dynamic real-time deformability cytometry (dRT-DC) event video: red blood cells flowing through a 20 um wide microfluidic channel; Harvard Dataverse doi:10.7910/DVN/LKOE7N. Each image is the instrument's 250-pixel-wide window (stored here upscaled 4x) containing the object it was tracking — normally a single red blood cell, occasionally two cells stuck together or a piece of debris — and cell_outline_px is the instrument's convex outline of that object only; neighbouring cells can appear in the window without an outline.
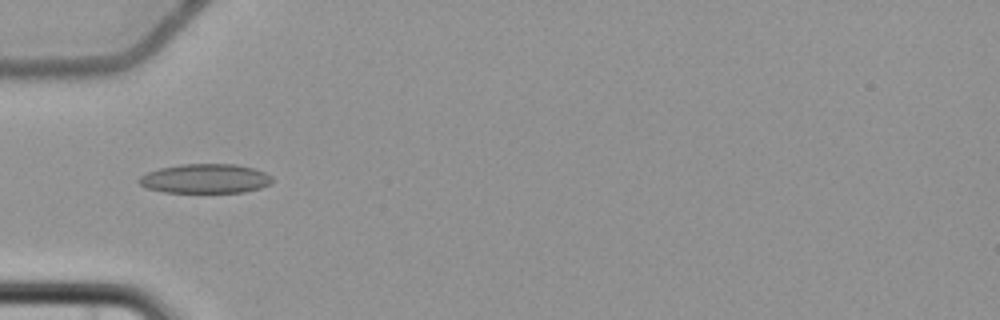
{"species": "common noctule bat (a hibernating species)", "species_latin": "Nyctalus noctula", "temperature_condition": "cold", "stored_images_in_passage": 4, "camera_frame_rate_fps": 3000, "um_per_image_px": 0.085, "animal": {"sex": "female", "body_mass_g": 22.7, "forearm_length_mm": 54.2}, "frame": {"image": 1, "passage_image": 1, "time_ms": 0.0, "image_size_px": [1000, 320], "cell_outline_px": [[272, 184], [260, 188], [244, 192], [164, 192], [148, 188], [140, 184], [136, 180], [140, 176], [148, 172], [160, 168], [180, 164], [236, 164], [252, 168], [264, 172], [272, 176]], "centroid_in_image_um": [17.45, 15.18], "position_along_channel_um": 67.5, "area_um2": 22.77}}
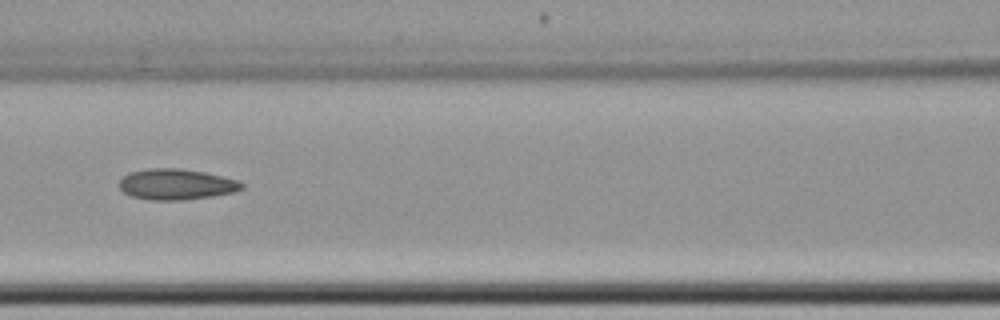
{"frame": {"image": 2, "passage_image": 3, "time_ms": 2.333, "image_size_px": [1000, 320], "cell_outline_px": [[244, 188], [232, 192], [212, 196], [184, 200], [148, 200], [132, 196], [124, 192], [120, 188], [120, 180], [128, 172], [148, 168], [180, 168], [204, 172], [236, 180], [244, 184]], "centroid_in_image_um": [14.96, 15.66], "position_along_channel_um": 151.6, "area_um2": 21.91}}
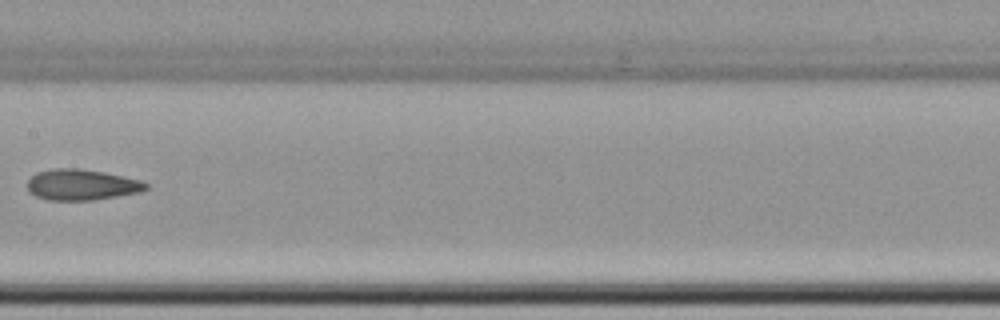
{"frame": {"image": 3, "passage_image": 4, "time_ms": 3.667, "image_size_px": [1000, 320], "cell_outline_px": [[148, 188], [140, 192], [92, 200], [48, 200], [36, 196], [28, 192], [28, 180], [36, 172], [52, 168], [80, 168], [104, 172], [144, 180], [148, 184]], "centroid_in_image_um": [6.95, 15.69], "position_along_channel_um": 200.5, "area_um2": 21.5}}